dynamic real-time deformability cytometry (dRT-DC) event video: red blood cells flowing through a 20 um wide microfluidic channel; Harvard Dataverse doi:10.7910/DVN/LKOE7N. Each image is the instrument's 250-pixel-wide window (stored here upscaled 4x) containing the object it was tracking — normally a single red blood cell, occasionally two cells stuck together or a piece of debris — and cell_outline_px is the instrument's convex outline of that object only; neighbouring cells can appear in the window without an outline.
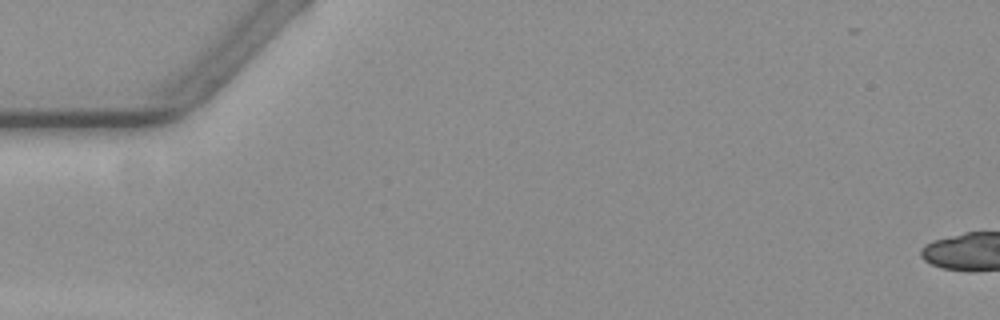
{"species": "common noctule bat (a hibernating species)", "species_latin": "Nyctalus noctula", "temperature_condition": "warm", "stored_images_in_passage": 3, "camera_frame_rate_fps": 3000, "um_per_image_px": 0.085, "animal": {"sex": "female", "body_mass_g": 19.3, "forearm_length_mm": 54.1}, "frame": {"image": 1, "passage_image": 1, "time_ms": 0.0, "image_size_px": [1000, 320], "cell_outline_px": [[116, 260], [108, 272], [104, 272], [24, 268], [20, 260], [28, 252], [56, 248], [112, 256]], "centroid_in_image_um": [5.74, 22.16], "position_along_channel_um": 79.3, "area_um2": 12.14}}